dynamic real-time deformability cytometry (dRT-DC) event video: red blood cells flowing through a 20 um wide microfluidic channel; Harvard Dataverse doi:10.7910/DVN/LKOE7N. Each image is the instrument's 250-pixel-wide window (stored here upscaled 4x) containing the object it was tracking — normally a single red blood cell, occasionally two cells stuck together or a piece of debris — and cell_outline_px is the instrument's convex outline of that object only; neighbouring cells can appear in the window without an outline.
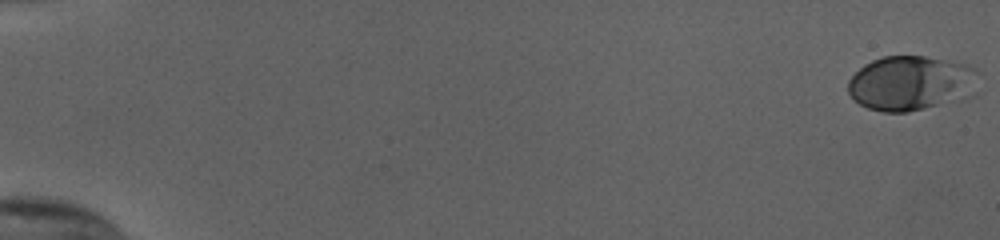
{"species": "human", "species_latin": "Homo sapiens", "temperature_condition": "cold", "stored_images_in_passage": 55, "camera_frame_rate_fps": 3000, "um_per_image_px": 0.085, "donor": {"sex": "female"}, "frame": {"image": 1, "passage_image": 1, "time_ms": 0.0, "image_size_px": [1000, 240], "cell_outline_px": [[980, 72], [976, 96], [968, 100], [908, 112], [884, 112], [868, 108], [860, 104], [848, 92], [848, 80], [864, 64], [872, 60], [884, 56], [924, 56], [968, 64], [976, 68]], "centroid_in_image_um": [77.56, 7.09], "position_along_channel_um": 7.4, "area_um2": 42.77}}
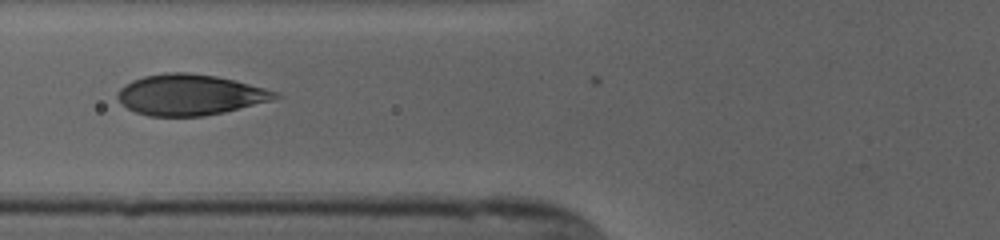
{"frame": {"image": 2, "passage_image": 24, "time_ms": 7.667, "image_size_px": [1000, 240], "cell_outline_px": [[280, 96], [272, 100], [224, 112], [204, 116], [148, 116], [136, 112], [128, 108], [116, 96], [116, 92], [124, 84], [132, 80], [144, 76], [164, 72], [188, 72], [216, 76], [280, 92]], "centroid_in_image_um": [16.12, 8.05], "position_along_channel_um": 109.7, "area_um2": 37.34}}
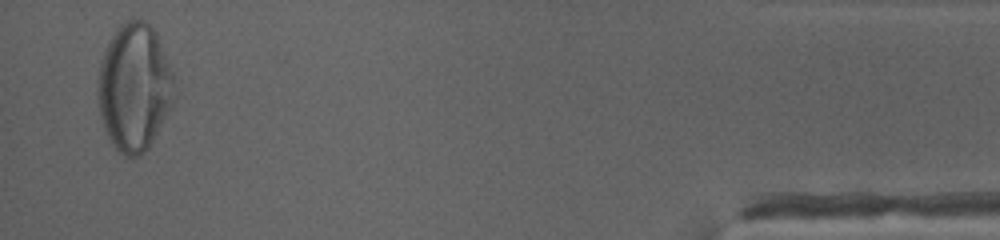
{"frame": {"image": 3, "passage_image": 54, "time_ms": 17.667, "image_size_px": [1000, 240], "cell_outline_px": [[176, 96], [172, 104], [148, 148], [140, 156], [124, 156], [112, 144], [104, 128], [100, 116], [96, 96], [96, 80], [100, 60], [104, 48], [116, 28], [120, 24], [128, 20], [144, 20], [156, 32], [172, 72]], "centroid_in_image_um": [11.37, 7.41], "position_along_channel_um": 423.8, "area_um2": 57.11}, "authors_computed_cell_mechanics": {"area_um2": 37.859, "velocity_mm_per_s": 3.8088, "shape_relaxation_time_tau1_ms": 3.6092, "shape_relaxation_time_tau2_ms": null, "deformation_change_tau1": 0.1719, "deformation_change_tau2": null}}